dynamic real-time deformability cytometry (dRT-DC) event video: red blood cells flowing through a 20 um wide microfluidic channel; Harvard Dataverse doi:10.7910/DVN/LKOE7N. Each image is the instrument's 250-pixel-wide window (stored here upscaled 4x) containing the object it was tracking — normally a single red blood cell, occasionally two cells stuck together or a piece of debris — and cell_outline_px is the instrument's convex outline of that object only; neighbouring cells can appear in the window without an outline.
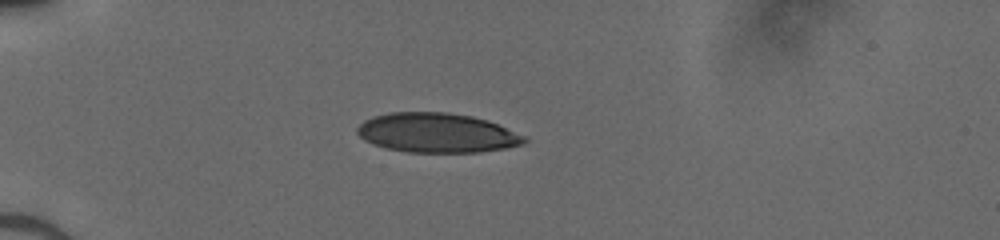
{"species": "human", "species_latin": "Homo sapiens", "temperature_condition": "cold", "stored_images_in_passage": 36, "camera_frame_rate_fps": 3000, "um_per_image_px": 0.085, "donor": {"sex": "male"}, "frame": {"image": 1, "passage_image": 1, "time_ms": 0.0, "image_size_px": [1000, 240], "cell_outline_px": [[528, 140], [524, 144], [504, 148], [480, 152], [408, 152], [384, 148], [372, 144], [364, 140], [356, 132], [356, 128], [364, 120], [372, 116], [388, 112], [448, 112], [472, 116], [488, 120], [528, 136]], "centroid_in_image_um": [37.15, 11.29], "position_along_channel_um": 47.9, "area_um2": 38.9}}
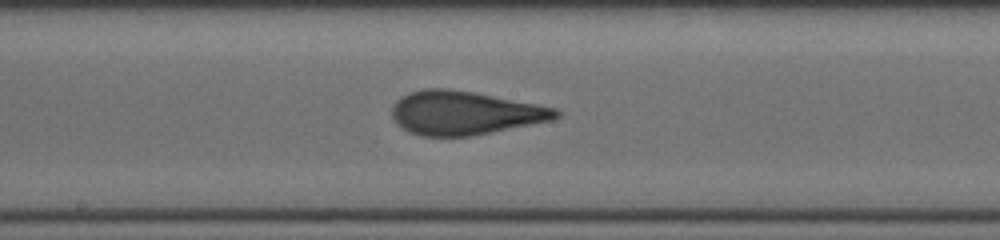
{"frame": {"image": 2, "passage_image": 15, "time_ms": 4.667, "image_size_px": [1000, 240], "cell_outline_px": [[560, 116], [552, 120], [468, 136], [420, 136], [408, 132], [400, 128], [396, 124], [392, 116], [392, 104], [400, 96], [424, 88], [448, 88], [476, 92], [556, 108], [560, 112]], "centroid_in_image_um": [39.43, 9.59], "position_along_channel_um": 208.8, "area_um2": 41.73}}
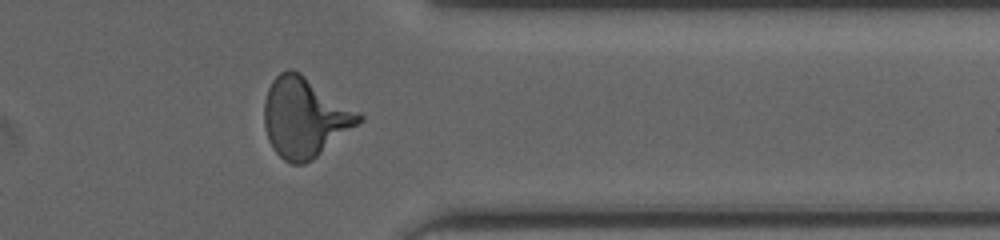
{"frame": {"image": 3, "passage_image": 28, "time_ms": 9.0, "image_size_px": [1000, 240], "cell_outline_px": [[364, 120], [312, 160], [304, 164], [292, 164], [284, 160], [272, 148], [268, 140], [264, 124], [264, 100], [268, 88], [272, 80], [280, 72], [288, 68], [292, 68], [300, 72], [360, 112], [364, 116]], "centroid_in_image_um": [25.89, 9.97], "position_along_channel_um": 385.5, "area_um2": 44.1}}